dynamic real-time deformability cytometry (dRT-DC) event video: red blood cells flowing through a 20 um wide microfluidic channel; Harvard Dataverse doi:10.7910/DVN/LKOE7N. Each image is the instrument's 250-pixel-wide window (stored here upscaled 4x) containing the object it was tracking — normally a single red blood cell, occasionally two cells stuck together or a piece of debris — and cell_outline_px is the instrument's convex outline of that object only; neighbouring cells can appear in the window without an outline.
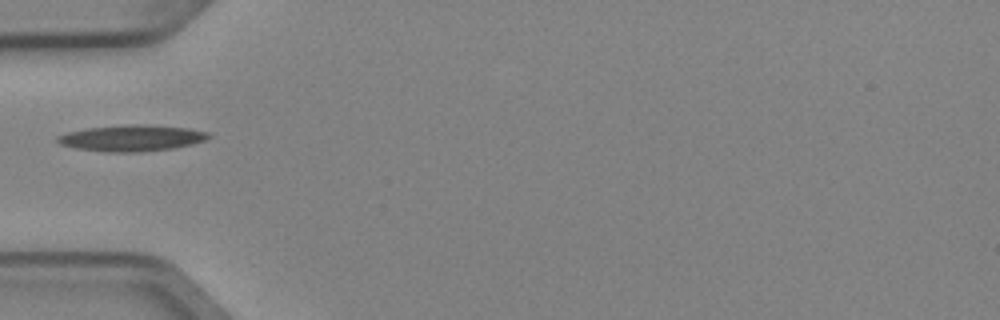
{"species": "Egyptian fruit bat (a non-hibernating species)", "species_latin": "Rousettus aegyptiacus", "temperature_condition": "cold", "stored_images_in_passage": 1, "camera_frame_rate_fps": 3000, "um_per_image_px": 0.085, "animal": {"sex": "female"}, "frame": {"image": 1, "passage_image": 1, "time_ms": 0.0, "image_size_px": [1000, 320], "cell_outline_px": [[212, 136], [204, 140], [192, 144], [172, 148], [140, 152], [108, 152], [76, 148], [60, 144], [56, 140], [56, 136], [64, 132], [84, 128], [128, 124], [144, 124], [188, 128], [208, 132]], "centroid_in_image_um": [11.15, 11.72], "position_along_channel_um": 73.9, "area_um2": 23.24}}